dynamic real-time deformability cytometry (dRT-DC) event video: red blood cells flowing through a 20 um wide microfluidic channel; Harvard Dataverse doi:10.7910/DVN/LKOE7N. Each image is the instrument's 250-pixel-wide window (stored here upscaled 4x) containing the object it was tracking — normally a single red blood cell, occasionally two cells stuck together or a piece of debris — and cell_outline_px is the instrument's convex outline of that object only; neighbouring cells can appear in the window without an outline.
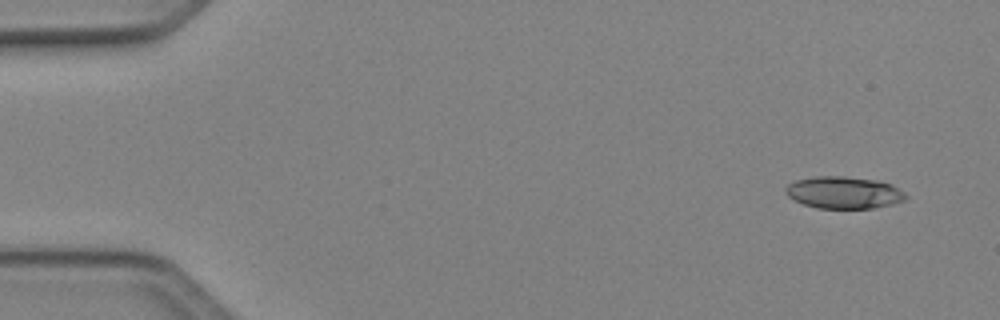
{"species": "Egyptian fruit bat (a non-hibernating species)", "species_latin": "Rousettus aegyptiacus", "temperature_condition": "cold", "stored_images_in_passage": 10, "camera_frame_rate_fps": 3000, "um_per_image_px": 0.085, "animal": {"sex": "female"}, "frame": {"image": 1, "passage_image": 1, "time_ms": 0.0, "image_size_px": [1000, 320], "cell_outline_px": [[908, 196], [904, 200], [872, 208], [816, 208], [804, 204], [788, 196], [784, 192], [784, 188], [788, 184], [796, 180], [816, 176], [844, 176], [872, 180], [888, 184], [904, 192]], "centroid_in_image_um": [71.65, 16.36], "position_along_channel_um": 13.3, "area_um2": 22.02}}